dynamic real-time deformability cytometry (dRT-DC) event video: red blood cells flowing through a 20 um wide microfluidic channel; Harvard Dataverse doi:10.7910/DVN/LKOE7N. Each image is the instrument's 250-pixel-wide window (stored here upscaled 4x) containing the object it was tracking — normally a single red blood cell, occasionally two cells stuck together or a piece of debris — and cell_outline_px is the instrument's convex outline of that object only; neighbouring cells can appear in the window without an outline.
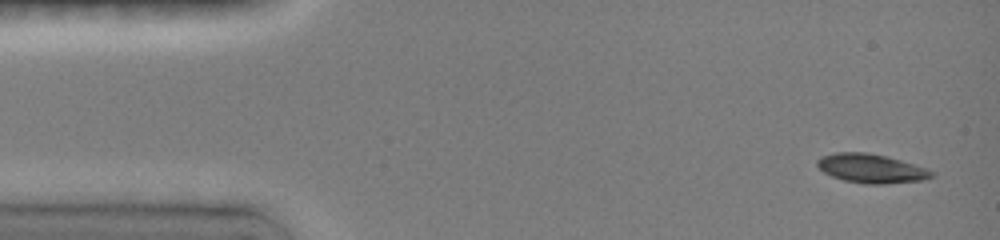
{"species": "common noctule bat (a hibernating species)", "species_latin": "Nyctalus noctula", "temperature_condition": "room temperature", "stored_images_in_passage": 7, "camera_frame_rate_fps": 3000, "um_per_image_px": 0.085, "animal": {"sex": "female", "body_mass_g": 19.0, "forearm_length_mm": 51.5}, "frame": {"image": 1, "passage_image": 1, "time_ms": 0.0, "image_size_px": [1000, 240], "cell_outline_px": [[936, 176], [920, 180], [884, 184], [864, 184], [844, 180], [832, 176], [824, 172], [816, 164], [816, 160], [820, 156], [836, 152], [868, 152], [888, 156], [936, 172]], "centroid_in_image_um": [74.03, 14.31], "position_along_channel_um": 11.0, "area_um2": 19.36}}
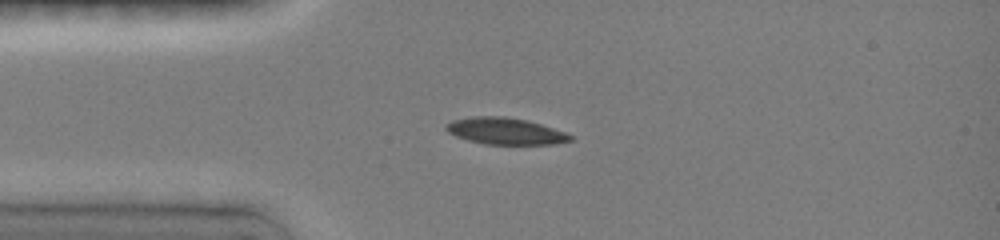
{"frame": {"image": 2, "passage_image": 6, "time_ms": 3.0, "image_size_px": [1000, 240], "cell_outline_px": [[572, 140], [556, 144], [484, 144], [468, 140], [456, 136], [448, 132], [444, 128], [444, 124], [452, 120], [472, 116], [504, 116], [528, 120], [564, 132], [572, 136]], "centroid_in_image_um": [42.9, 11.14], "position_along_channel_um": 42.1, "area_um2": 19.31}}